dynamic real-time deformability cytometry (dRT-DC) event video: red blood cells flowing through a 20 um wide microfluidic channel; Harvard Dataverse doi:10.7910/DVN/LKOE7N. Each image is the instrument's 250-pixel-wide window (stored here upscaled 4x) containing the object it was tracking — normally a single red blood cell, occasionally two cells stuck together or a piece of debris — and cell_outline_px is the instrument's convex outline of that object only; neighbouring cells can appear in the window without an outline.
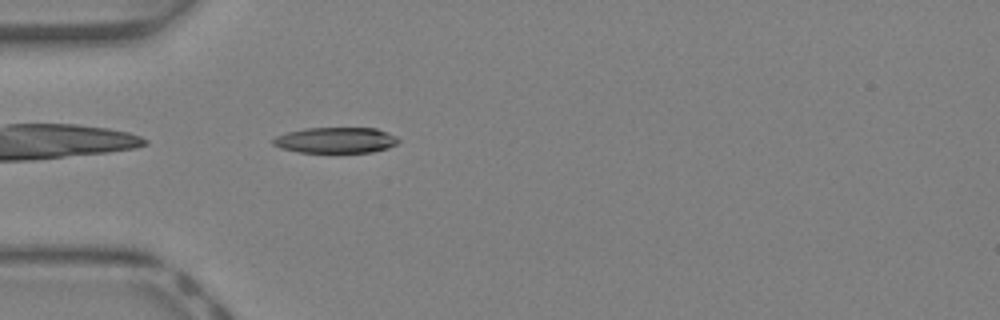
{"species": "Egyptian fruit bat (a non-hibernating species)", "species_latin": "Rousettus aegyptiacus", "temperature_condition": "warm", "stored_images_in_passage": 30, "camera_frame_rate_fps": 3000, "um_per_image_px": 0.085, "animal": {"sex": "female"}, "frame": {"image": 1, "passage_image": 1, "time_ms": 0.0, "image_size_px": [1000, 320], "cell_outline_px": [[400, 140], [396, 144], [388, 148], [372, 152], [300, 152], [280, 148], [272, 144], [272, 140], [276, 136], [288, 132], [304, 128], [376, 128], [388, 132], [396, 136]], "centroid_in_image_um": [28.55, 11.91], "position_along_channel_um": 56.5, "area_um2": 18.84}}
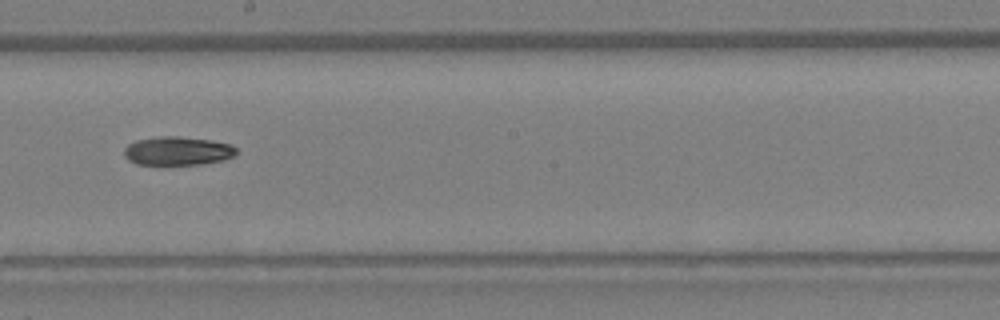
{"frame": {"image": 2, "passage_image": 12, "time_ms": 3.667, "image_size_px": [1000, 320], "cell_outline_px": [[236, 152], [232, 156], [224, 160], [200, 164], [136, 164], [128, 160], [124, 156], [124, 148], [128, 144], [136, 140], [160, 136], [176, 136], [208, 140], [232, 144], [236, 148]], "centroid_in_image_um": [15.06, 12.82], "position_along_channel_um": 233.1, "area_um2": 18.61}}
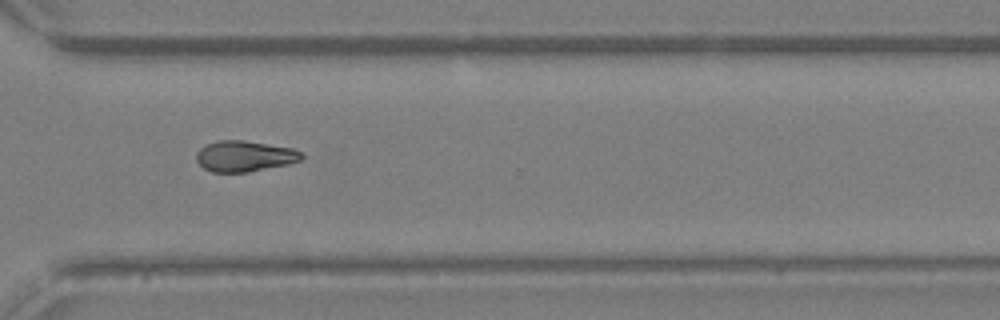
{"frame": {"image": 3, "passage_image": 19, "time_ms": 6.0, "image_size_px": [1000, 320], "cell_outline_px": [[304, 156], [300, 160], [288, 164], [248, 172], [212, 172], [204, 168], [196, 160], [196, 152], [200, 148], [216, 140], [244, 140], [292, 148], [300, 152]], "centroid_in_image_um": [20.76, 13.27], "position_along_channel_um": 349.8, "area_um2": 18.84}}